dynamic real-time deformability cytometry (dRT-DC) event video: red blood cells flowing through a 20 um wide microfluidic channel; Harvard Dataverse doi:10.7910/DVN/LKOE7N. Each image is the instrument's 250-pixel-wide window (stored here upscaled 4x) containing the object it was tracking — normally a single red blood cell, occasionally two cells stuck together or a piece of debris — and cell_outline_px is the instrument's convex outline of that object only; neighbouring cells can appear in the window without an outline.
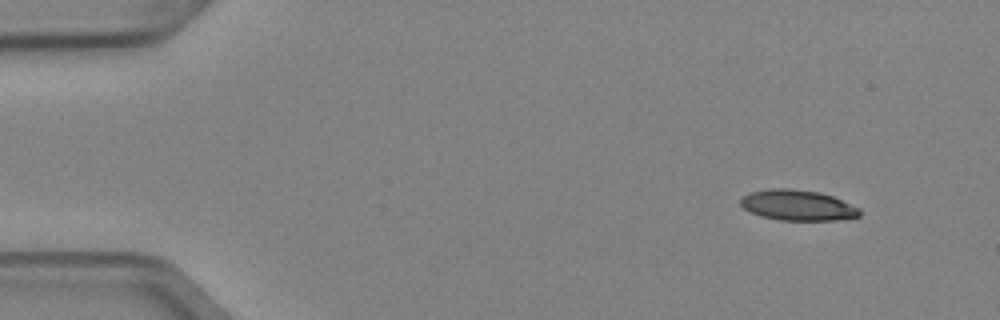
{"species": "Egyptian fruit bat (a non-hibernating species)", "species_latin": "Rousettus aegyptiacus", "temperature_condition": "cold", "stored_images_in_passage": 6, "camera_frame_rate_fps": 3000, "um_per_image_px": 0.085, "animal": {"sex": "female"}, "frame": {"image": 1, "passage_image": 1, "time_ms": 0.0, "image_size_px": [1000, 320], "cell_outline_px": [[860, 216], [836, 220], [780, 220], [760, 216], [744, 208], [740, 204], [740, 196], [748, 192], [768, 188], [788, 188], [820, 192], [832, 196], [860, 208]], "centroid_in_image_um": [67.76, 17.43], "position_along_channel_um": 17.2, "area_um2": 21.33}}
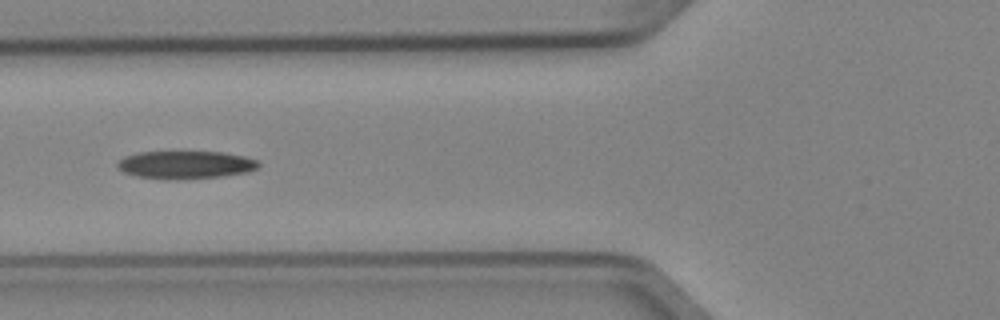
{"frame": {"image": 2, "passage_image": 5, "time_ms": 1.333, "image_size_px": [1000, 320], "cell_outline_px": [[260, 164], [256, 168], [248, 172], [220, 176], [136, 176], [124, 172], [116, 164], [124, 156], [140, 152], [224, 152], [244, 156], [260, 160]], "centroid_in_image_um": [15.84, 13.94], "position_along_channel_um": 110.0, "area_um2": 21.62}}
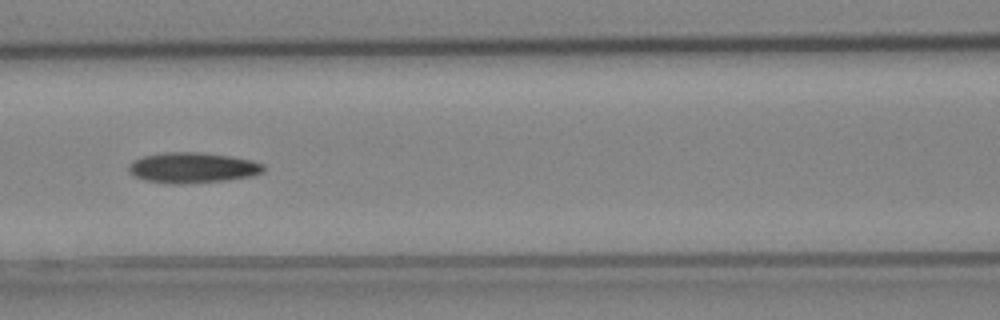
{"frame": {"image": 3, "passage_image": 6, "time_ms": 1.667, "image_size_px": [1000, 320], "cell_outline_px": [[264, 172], [252, 176], [224, 180], [180, 184], [172, 184], [148, 180], [136, 176], [128, 168], [128, 164], [132, 160], [144, 156], [164, 152], [200, 152], [228, 156], [252, 160], [264, 164]], "centroid_in_image_um": [16.39, 14.24], "position_along_channel_um": 150.2, "area_um2": 23.76}}